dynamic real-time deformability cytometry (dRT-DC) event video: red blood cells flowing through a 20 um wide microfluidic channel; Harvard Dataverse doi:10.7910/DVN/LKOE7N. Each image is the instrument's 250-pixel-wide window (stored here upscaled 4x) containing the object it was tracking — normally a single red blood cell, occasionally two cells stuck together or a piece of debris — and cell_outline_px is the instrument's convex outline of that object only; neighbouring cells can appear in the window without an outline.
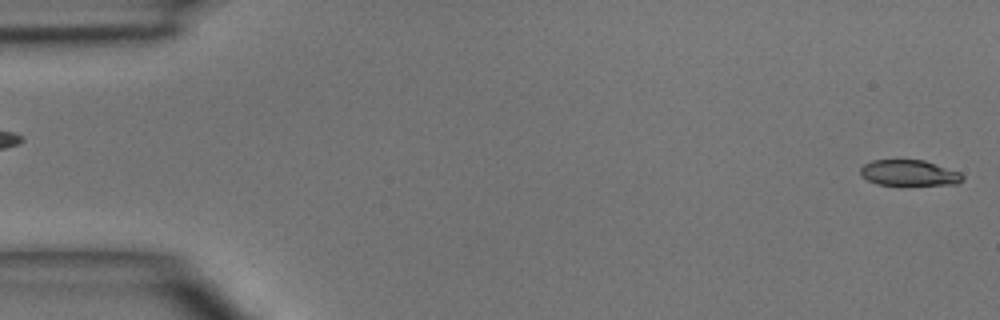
{"species": "common noctule bat (a hibernating species)", "species_latin": "Nyctalus noctula", "temperature_condition": "room temperature", "stored_images_in_passage": 2, "segment_of_instrument_passage": [2, 2], "camera_frame_rate_fps": 3000, "um_per_image_px": 0.085, "animal": {"sex": "male", "body_mass_g": 15.6}, "frame": {"image": 1, "passage_image": 2, "time_ms": 1.0, "image_size_px": [1000, 320], "cell_outline_px": [[964, 180], [956, 184], [876, 184], [860, 176], [860, 168], [864, 164], [872, 160], [924, 160], [960, 172], [964, 176]], "centroid_in_image_um": [77.26, 14.69], "position_along_channel_um": 7.7, "area_um2": 15.2}}